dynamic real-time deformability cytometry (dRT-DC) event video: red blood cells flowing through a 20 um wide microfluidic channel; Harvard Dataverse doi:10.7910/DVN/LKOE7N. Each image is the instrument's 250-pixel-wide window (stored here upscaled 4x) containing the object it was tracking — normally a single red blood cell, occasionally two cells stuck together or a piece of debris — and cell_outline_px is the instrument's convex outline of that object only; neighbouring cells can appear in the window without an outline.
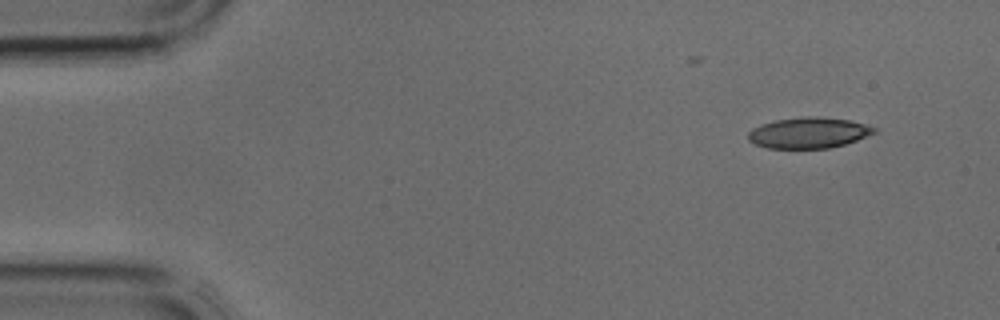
{"species": "common noctule bat (a hibernating species)", "species_latin": "Nyctalus noctula", "temperature_condition": "cold", "stored_images_in_passage": 2, "camera_frame_rate_fps": 3000, "um_per_image_px": 0.085, "animal": {"sex": "male", "body_mass_g": 17.9, "forearm_length_mm": 54.2}, "frame": {"image": 1, "passage_image": 1, "time_ms": 0.0, "image_size_px": [1000, 320], "cell_outline_px": [[876, 132], [856, 140], [844, 144], [828, 148], [768, 148], [756, 144], [748, 140], [748, 132], [752, 128], [760, 124], [776, 120], [804, 116], [816, 116], [852, 120], [876, 128]], "centroid_in_image_um": [68.71, 11.27], "position_along_channel_um": 16.3, "area_um2": 22.6}}
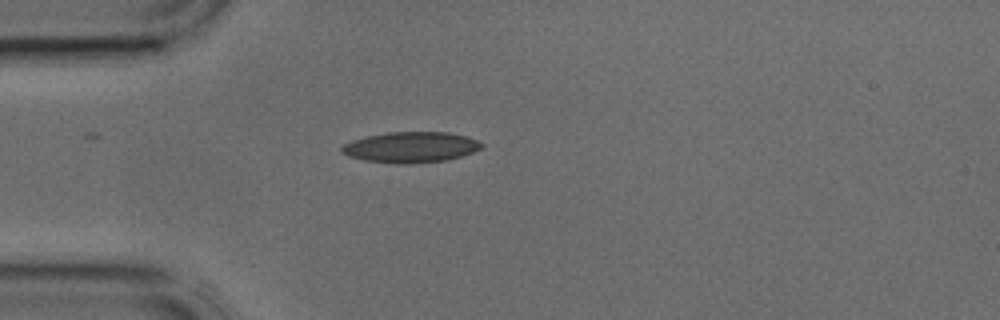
{"frame": {"image": 2, "passage_image": 2, "time_ms": 0.333, "image_size_px": [1000, 320], "cell_outline_px": [[484, 144], [480, 148], [472, 152], [460, 156], [444, 160], [404, 164], [396, 164], [364, 160], [348, 156], [340, 152], [340, 148], [344, 144], [352, 140], [368, 136], [388, 132], [448, 132], [464, 136], [476, 140]], "centroid_in_image_um": [34.86, 12.51], "position_along_channel_um": 50.1, "area_um2": 24.8}}